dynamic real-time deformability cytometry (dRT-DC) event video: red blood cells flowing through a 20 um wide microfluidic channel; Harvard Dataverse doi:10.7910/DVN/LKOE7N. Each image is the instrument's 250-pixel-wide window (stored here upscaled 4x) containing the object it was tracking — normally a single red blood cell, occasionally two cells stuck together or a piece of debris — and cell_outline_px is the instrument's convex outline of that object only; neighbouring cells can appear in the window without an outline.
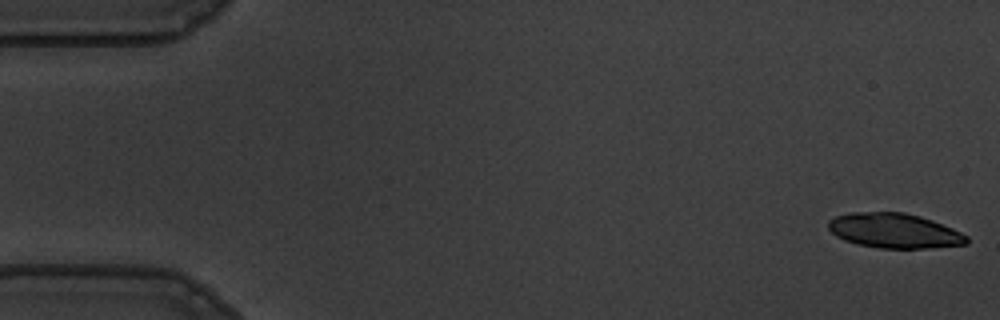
{"species": "common noctule bat (a hibernating species)", "species_latin": "Nyctalus noctula", "temperature_condition": "warm", "stored_images_in_passage": 55, "camera_frame_rate_fps": 3000, "um_per_image_px": 0.085, "animal": {"sex": "male", "body_mass_g": 19.5, "forearm_length_mm": 54.6}, "frame": {"image": 1, "passage_image": 1, "time_ms": 0.0, "image_size_px": [1000, 320], "cell_outline_px": [[968, 244], [924, 248], [880, 248], [856, 244], [844, 240], [836, 236], [828, 228], [828, 220], [836, 216], [852, 212], [904, 212], [920, 216], [932, 220], [952, 228], [968, 236]], "centroid_in_image_um": [76.0, 19.61], "position_along_channel_um": 9.0, "area_um2": 28.03}}